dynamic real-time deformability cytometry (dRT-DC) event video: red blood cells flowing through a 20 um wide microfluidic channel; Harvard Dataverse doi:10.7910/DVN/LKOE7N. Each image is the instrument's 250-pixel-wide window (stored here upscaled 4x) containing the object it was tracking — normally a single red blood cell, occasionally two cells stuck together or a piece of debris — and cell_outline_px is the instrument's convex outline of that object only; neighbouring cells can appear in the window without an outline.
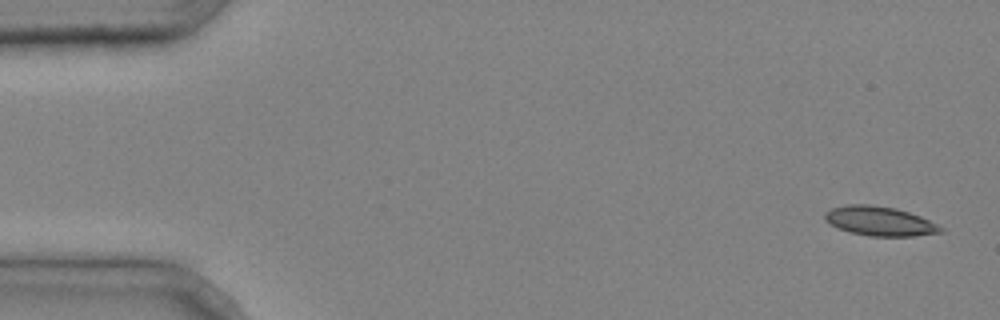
{"species": "common noctule bat (a hibernating species)", "species_latin": "Nyctalus noctula", "temperature_condition": "cold", "stored_images_in_passage": 5, "camera_frame_rate_fps": 3000, "um_per_image_px": 0.085, "animal": {"sex": "male", "body_mass_g": 20.4}, "frame": {"image": 1, "passage_image": 1, "time_ms": 0.0, "image_size_px": [1000, 320], "cell_outline_px": [[944, 232], [912, 236], [868, 236], [836, 228], [824, 220], [824, 212], [832, 208], [848, 204], [868, 204], [896, 208], [920, 216], [944, 228]], "centroid_in_image_um": [74.74, 18.79], "position_along_channel_um": 10.3, "area_um2": 19.83}}